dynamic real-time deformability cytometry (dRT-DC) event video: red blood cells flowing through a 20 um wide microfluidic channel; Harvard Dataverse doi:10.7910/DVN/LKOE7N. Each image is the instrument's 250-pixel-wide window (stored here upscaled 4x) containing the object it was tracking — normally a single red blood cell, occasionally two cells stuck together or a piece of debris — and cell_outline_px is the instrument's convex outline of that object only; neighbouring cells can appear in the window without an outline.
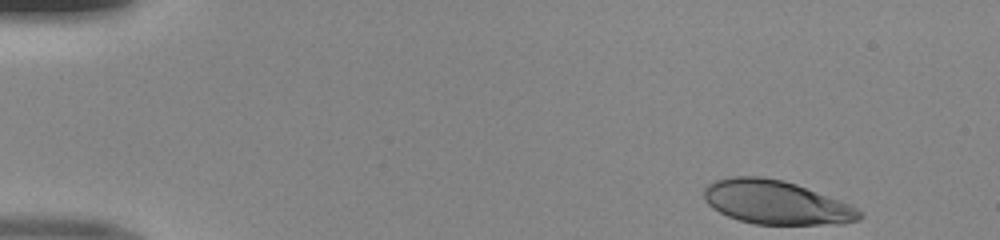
{"species": "human", "species_latin": "Homo sapiens", "temperature_condition": "room temperature", "stored_images_in_passage": 46, "camera_frame_rate_fps": 3000, "um_per_image_px": 0.085, "donor": {"sex": "male"}, "frame": {"image": 1, "passage_image": 1, "time_ms": 0.0, "image_size_px": [1000, 240], "cell_outline_px": [[864, 216], [860, 220], [844, 224], [756, 224], [740, 220], [728, 216], [712, 208], [704, 200], [704, 188], [708, 184], [716, 180], [732, 176], [764, 176], [784, 180], [796, 184], [840, 200], [864, 212]], "centroid_in_image_um": [65.99, 17.2], "position_along_channel_um": 19.0, "area_um2": 39.82}}
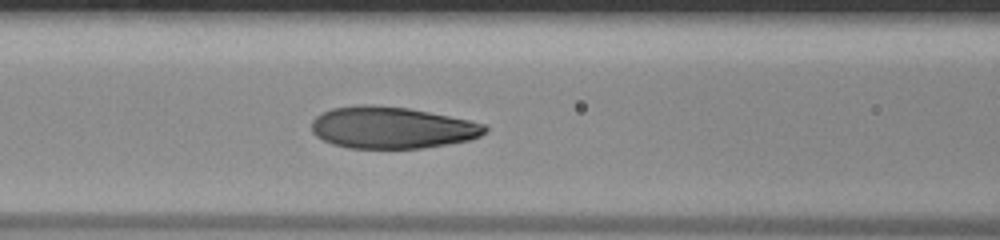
{"frame": {"image": 2, "passage_image": 18, "time_ms": 5.667, "image_size_px": [1000, 240], "cell_outline_px": [[488, 132], [480, 136], [468, 140], [424, 148], [348, 148], [332, 144], [316, 136], [312, 132], [312, 120], [320, 112], [332, 108], [360, 104], [368, 104], [408, 108], [468, 120], [484, 124], [488, 128]], "centroid_in_image_um": [33.28, 10.85], "position_along_channel_um": 133.3, "area_um2": 42.19}}
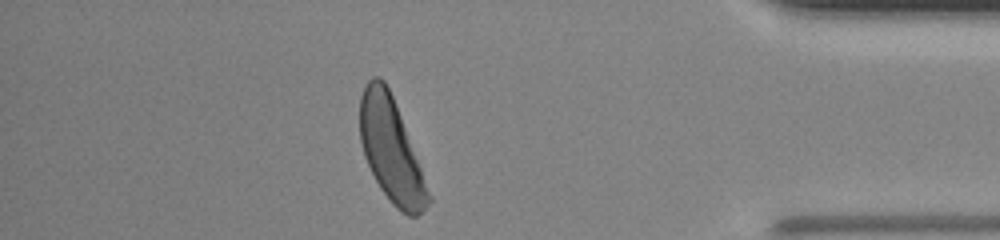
{"frame": {"image": 3, "passage_image": 40, "time_ms": 13.0, "image_size_px": [1000, 240], "cell_outline_px": [[432, 200], [416, 216], [408, 216], [400, 212], [392, 204], [380, 188], [364, 156], [360, 140], [360, 96], [368, 80], [372, 76], [380, 76], [384, 80], [392, 96], [432, 196]], "centroid_in_image_um": [33.23, 12.77], "position_along_channel_um": 402.0, "area_um2": 40.81}}